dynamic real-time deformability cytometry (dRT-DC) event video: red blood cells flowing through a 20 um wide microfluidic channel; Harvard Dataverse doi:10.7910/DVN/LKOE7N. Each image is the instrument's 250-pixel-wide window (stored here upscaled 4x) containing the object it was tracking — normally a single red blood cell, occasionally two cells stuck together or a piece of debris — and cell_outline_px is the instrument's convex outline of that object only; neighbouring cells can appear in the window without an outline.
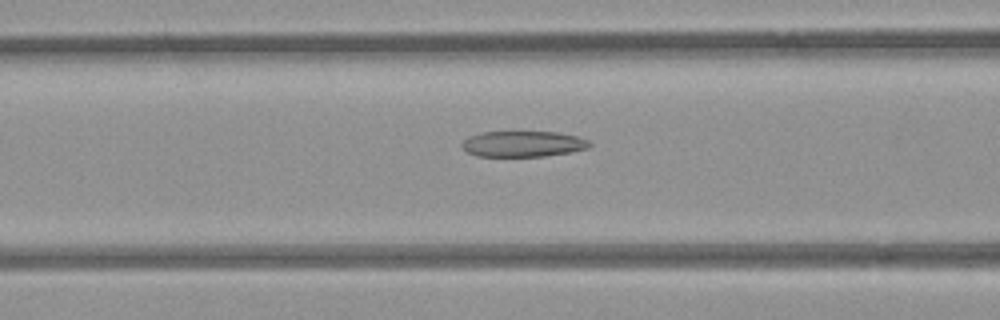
{"species": "common noctule bat (a hibernating species)", "species_latin": "Nyctalus noctula", "temperature_condition": "room temperature", "stored_images_in_passage": 12, "camera_frame_rate_fps": 3000, "um_per_image_px": 0.085, "animal": {"sex": "female", "body_mass_g": 21.9}, "frame": {"image": 1, "passage_image": 7, "time_ms": 2.0, "image_size_px": [1000, 320], "cell_outline_px": [[592, 144], [588, 148], [568, 152], [544, 156], [476, 156], [468, 152], [460, 144], [468, 136], [480, 132], [512, 128], [556, 132], [576, 136], [588, 140]], "centroid_in_image_um": [44.4, 12.17], "position_along_channel_um": 122.2, "area_um2": 20.17}}
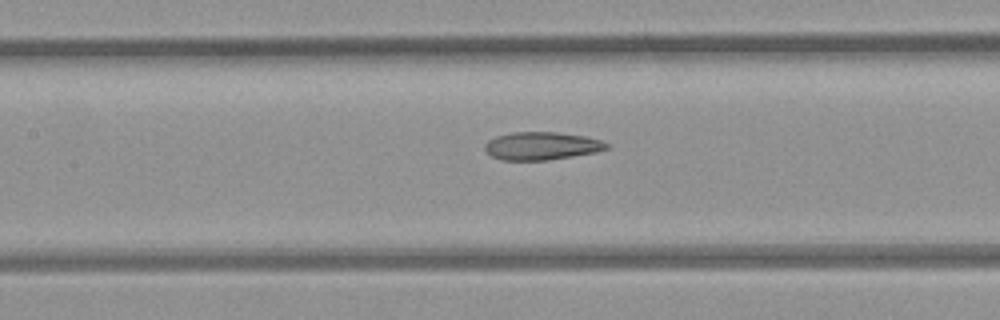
{"frame": {"image": 2, "passage_image": 10, "time_ms": 3.0, "image_size_px": [1000, 320], "cell_outline_px": [[608, 148], [596, 152], [548, 160], [500, 160], [492, 156], [484, 148], [484, 144], [488, 140], [496, 136], [512, 132], [560, 132], [584, 136], [600, 140], [608, 144]], "centroid_in_image_um": [46.01, 12.4], "position_along_channel_um": 161.4, "area_um2": 19.77}}